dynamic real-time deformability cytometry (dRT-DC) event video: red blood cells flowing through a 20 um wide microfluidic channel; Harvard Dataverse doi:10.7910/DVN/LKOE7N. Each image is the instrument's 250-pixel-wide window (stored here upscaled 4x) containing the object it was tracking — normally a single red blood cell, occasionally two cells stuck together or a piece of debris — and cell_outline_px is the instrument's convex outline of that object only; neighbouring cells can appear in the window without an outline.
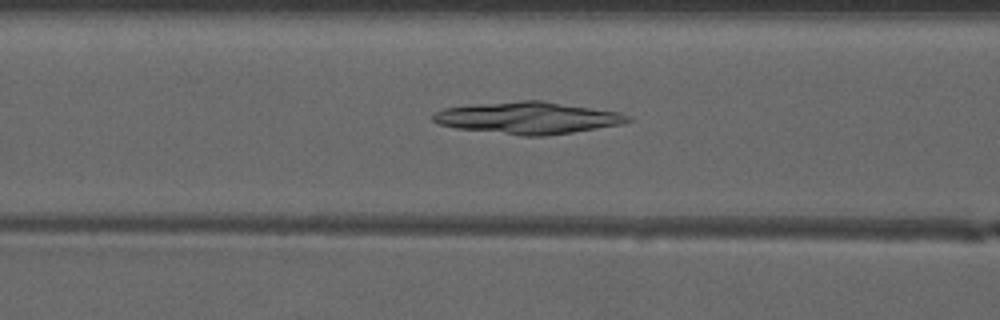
{"species": "common noctule bat (a hibernating species)", "species_latin": "Nyctalus noctula", "temperature_condition": "warm", "stored_images_in_passage": 37, "camera_frame_rate_fps": 3000, "um_per_image_px": 0.085, "animal": {"sex": "male", "forearm_length_mm": 52.5}, "frame": {"image": 1, "passage_image": 9, "time_ms": 2.667, "image_size_px": [1000, 320], "cell_outline_px": [[632, 120], [624, 124], [572, 132], [544, 136], [524, 136], [456, 128], [440, 124], [432, 120], [432, 116], [436, 112], [444, 108], [472, 104], [524, 100], [540, 100], [620, 112], [632, 116]], "centroid_in_image_um": [44.91, 10.02], "position_along_channel_um": 121.7, "area_um2": 36.24}}
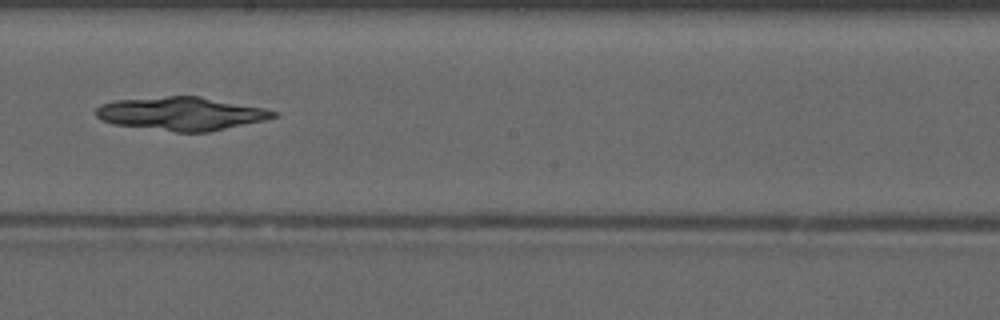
{"frame": {"image": 2, "passage_image": 17, "time_ms": 5.333, "image_size_px": [1000, 320], "cell_outline_px": [[276, 116], [264, 120], [208, 132], [176, 132], [116, 124], [100, 120], [96, 116], [96, 108], [100, 104], [116, 100], [168, 96], [200, 96], [264, 108], [276, 112]], "centroid_in_image_um": [15.38, 9.65], "position_along_channel_um": 232.8, "area_um2": 34.16}}
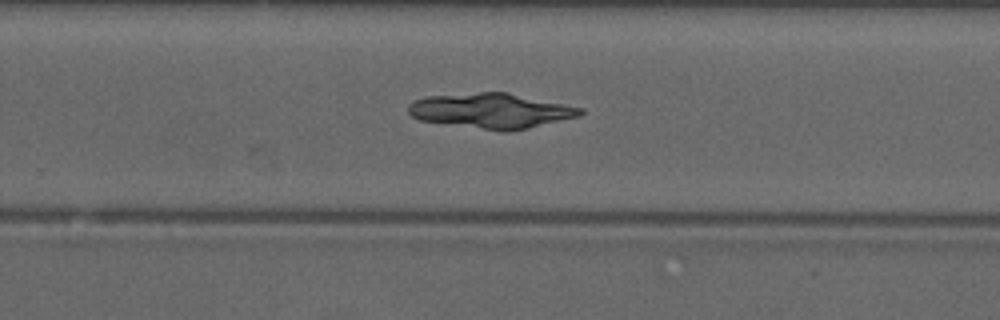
{"frame": {"image": 3, "passage_image": 21, "time_ms": 6.667, "image_size_px": [1000, 320], "cell_outline_px": [[584, 112], [580, 116], [528, 128], [504, 132], [500, 132], [420, 120], [412, 116], [408, 112], [408, 104], [424, 96], [480, 92], [508, 92], [584, 108]], "centroid_in_image_um": [41.76, 9.41], "position_along_channel_um": 288.0, "area_um2": 35.32}}